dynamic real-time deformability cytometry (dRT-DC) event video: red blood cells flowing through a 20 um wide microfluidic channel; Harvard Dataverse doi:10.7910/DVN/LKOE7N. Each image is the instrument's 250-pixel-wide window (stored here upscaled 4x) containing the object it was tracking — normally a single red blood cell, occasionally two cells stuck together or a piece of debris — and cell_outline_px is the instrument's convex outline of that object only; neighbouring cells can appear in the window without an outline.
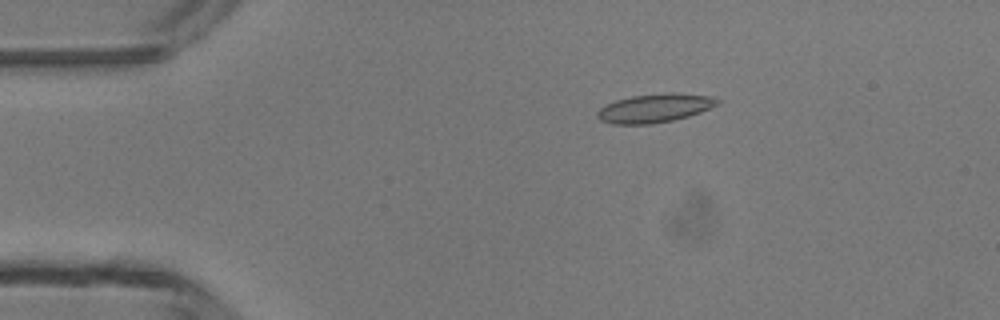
{"species": "common noctule bat (a hibernating species)", "species_latin": "Nyctalus noctula", "temperature_condition": "room temperature", "stored_images_in_passage": 4, "camera_frame_rate_fps": 3000, "um_per_image_px": 0.085, "animal": {"sex": "male", "body_mass_g": 13.3}, "frame": {"image": 1, "passage_image": 2, "time_ms": 1.333, "image_size_px": [1000, 320], "cell_outline_px": [[720, 104], [700, 112], [688, 116], [672, 120], [652, 124], [612, 124], [600, 120], [596, 116], [596, 112], [600, 108], [616, 100], [632, 96], [664, 92], [672, 92], [712, 96], [720, 100]], "centroid_in_image_um": [55.67, 9.18], "position_along_channel_um": 29.3, "area_um2": 20.17}}